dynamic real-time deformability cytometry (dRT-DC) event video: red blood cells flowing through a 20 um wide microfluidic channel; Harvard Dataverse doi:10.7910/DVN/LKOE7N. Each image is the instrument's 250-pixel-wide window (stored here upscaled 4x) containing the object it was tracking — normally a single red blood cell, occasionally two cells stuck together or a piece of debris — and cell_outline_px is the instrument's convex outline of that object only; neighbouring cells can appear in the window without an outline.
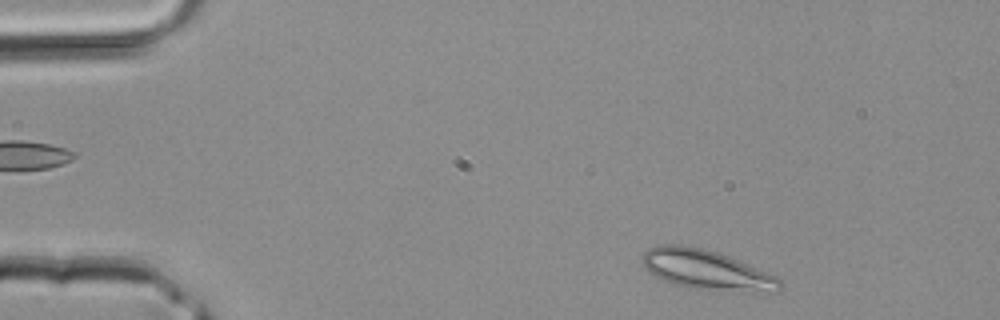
{"species": "common noctule bat (a hibernating species)", "species_latin": "Nyctalus noctula", "temperature_condition": "room temperature", "stored_images_in_passage": 37, "camera_frame_rate_fps": 3000, "um_per_image_px": 0.085, "animal": {"sex": "male", "body_mass_g": 20.4}, "frame": {"image": 1, "passage_image": 1, "time_ms": 0.0, "image_size_px": [1000, 320], "cell_outline_px": [[784, 284], [780, 288], [688, 288], [672, 284], [648, 272], [640, 260], [644, 252], [648, 248], [660, 244], [680, 244], [704, 248], [728, 256], [768, 272], [776, 276]], "centroid_in_image_um": [59.85, 22.84], "position_along_channel_um": 25.2, "area_um2": 30.46}}
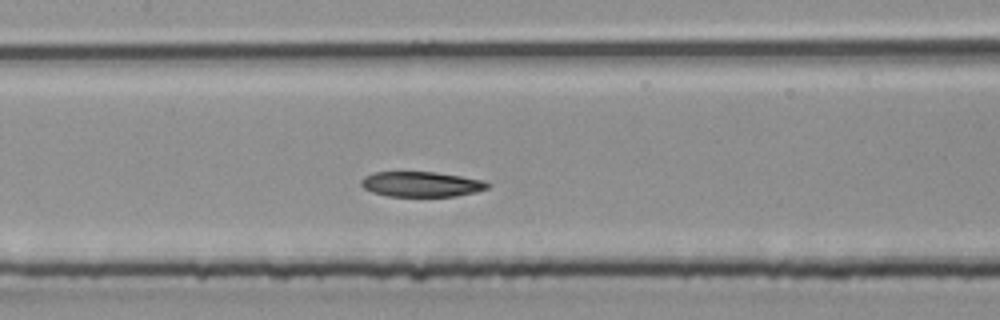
{"frame": {"image": 2, "passage_image": 15, "time_ms": 4.667, "image_size_px": [1000, 320], "cell_outline_px": [[492, 184], [488, 188], [476, 192], [456, 196], [388, 196], [372, 192], [364, 188], [360, 184], [360, 180], [364, 176], [376, 172], [436, 172], [484, 180]], "centroid_in_image_um": [35.83, 15.65], "position_along_channel_um": 171.6, "area_um2": 18.61}}
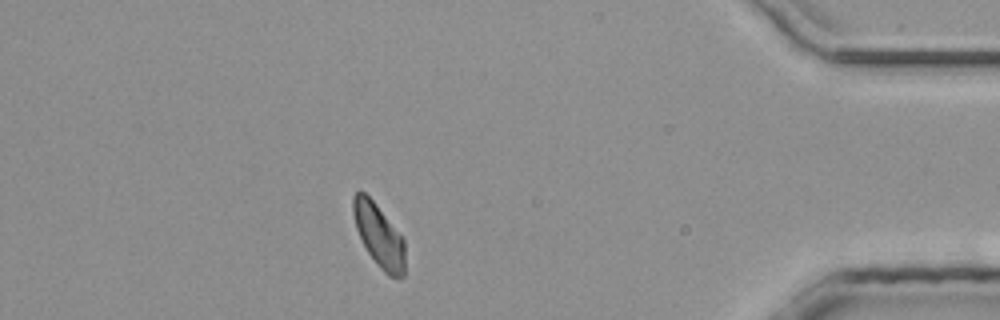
{"frame": {"image": 3, "passage_image": 32, "time_ms": 10.333, "image_size_px": [1000, 320], "cell_outline_px": [[404, 276], [388, 276], [380, 268], [368, 252], [356, 228], [352, 212], [352, 196], [360, 188], [376, 204], [404, 240]], "centroid_in_image_um": [32.17, 19.98], "position_along_channel_um": 403.0, "area_um2": 18.67}}